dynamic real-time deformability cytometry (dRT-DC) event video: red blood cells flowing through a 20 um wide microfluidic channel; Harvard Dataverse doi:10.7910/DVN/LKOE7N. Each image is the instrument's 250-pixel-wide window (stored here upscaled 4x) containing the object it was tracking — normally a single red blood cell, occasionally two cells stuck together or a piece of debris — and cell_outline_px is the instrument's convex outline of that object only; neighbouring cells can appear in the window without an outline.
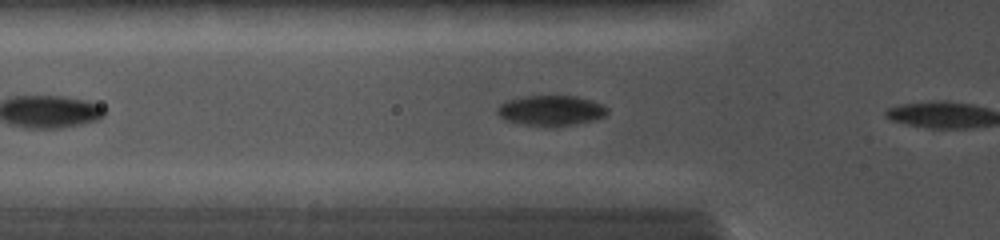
{"species": "common noctule bat (a hibernating species)", "species_latin": "Nyctalus noctula", "temperature_condition": "cold", "stored_images_in_passage": 14, "camera_frame_rate_fps": 5000, "um_per_image_px": 0.085, "animal": {"sex": "female", "body_mass_g": 19.0, "forearm_length_mm": 56.7}, "frame": {"image": 1, "passage_image": 11, "time_ms": 1.8, "image_size_px": [1000, 240], "cell_outline_px": [[608, 112], [604, 116], [592, 120], [556, 128], [552, 128], [524, 124], [504, 120], [496, 112], [496, 108], [500, 104], [508, 100], [524, 96], [576, 96], [592, 100], [604, 104], [608, 108]], "centroid_in_image_um": [46.83, 9.41], "position_along_channel_um": 79.0, "area_um2": 19.71}}